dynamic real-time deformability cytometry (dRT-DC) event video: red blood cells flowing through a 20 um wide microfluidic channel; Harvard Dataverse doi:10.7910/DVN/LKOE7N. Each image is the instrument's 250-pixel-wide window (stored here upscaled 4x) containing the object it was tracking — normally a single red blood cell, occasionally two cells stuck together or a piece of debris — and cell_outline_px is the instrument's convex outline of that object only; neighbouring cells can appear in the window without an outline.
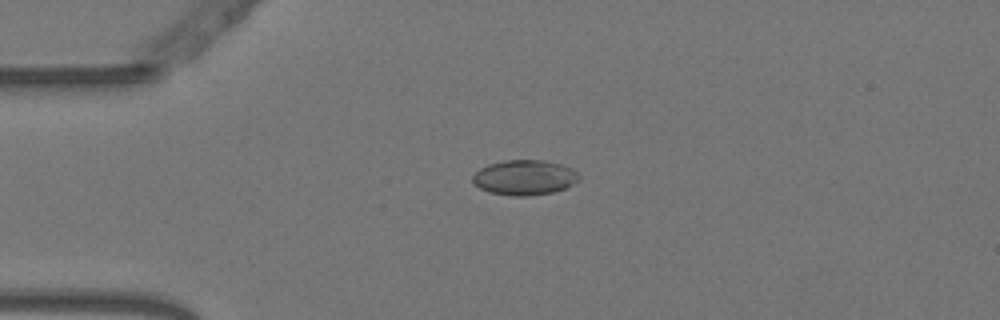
{"species": "Egyptian fruit bat (a non-hibernating species)", "species_latin": "Rousettus aegyptiacus", "temperature_condition": "warm", "stored_images_in_passage": 44, "camera_frame_rate_fps": 3000, "um_per_image_px": 0.085, "animal": {"sex": "female"}, "frame": {"image": 1, "passage_image": 13, "time_ms": 4.0, "image_size_px": [1000, 320], "cell_outline_px": [[580, 180], [564, 188], [552, 192], [528, 196], [512, 196], [488, 192], [480, 188], [472, 180], [472, 176], [480, 168], [488, 164], [504, 160], [544, 160], [560, 164], [572, 168], [580, 176]], "centroid_in_image_um": [44.58, 15.08], "position_along_channel_um": 40.4, "area_um2": 21.73}}
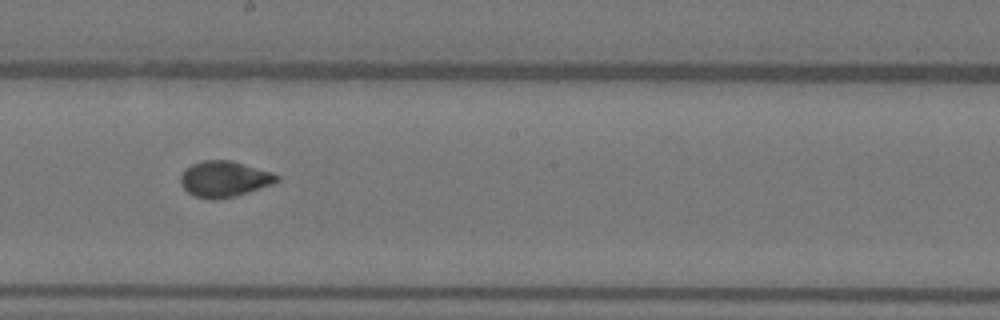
{"frame": {"image": 2, "passage_image": 30, "time_ms": 9.667, "image_size_px": [1000, 320], "cell_outline_px": [[280, 180], [272, 184], [236, 196], [216, 200], [208, 200], [196, 196], [188, 192], [180, 184], [180, 176], [192, 164], [204, 160], [232, 160], [272, 172], [280, 176]], "centroid_in_image_um": [19.08, 15.22], "position_along_channel_um": 229.1, "area_um2": 20.17}}
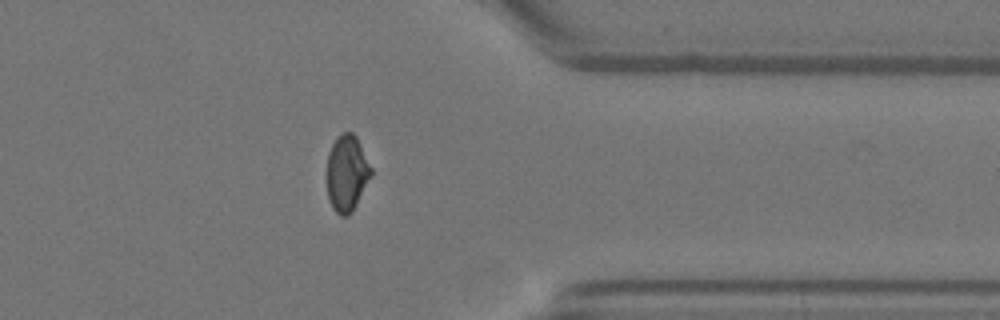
{"frame": {"image": 3, "passage_image": 43, "time_ms": 14.0, "image_size_px": [1000, 320], "cell_outline_px": [[372, 176], [352, 212], [348, 216], [340, 216], [332, 208], [328, 196], [328, 152], [336, 136], [344, 132], [352, 132], [356, 136], [372, 168]], "centroid_in_image_um": [29.5, 14.72], "position_along_channel_um": 381.9, "area_um2": 19.65}}